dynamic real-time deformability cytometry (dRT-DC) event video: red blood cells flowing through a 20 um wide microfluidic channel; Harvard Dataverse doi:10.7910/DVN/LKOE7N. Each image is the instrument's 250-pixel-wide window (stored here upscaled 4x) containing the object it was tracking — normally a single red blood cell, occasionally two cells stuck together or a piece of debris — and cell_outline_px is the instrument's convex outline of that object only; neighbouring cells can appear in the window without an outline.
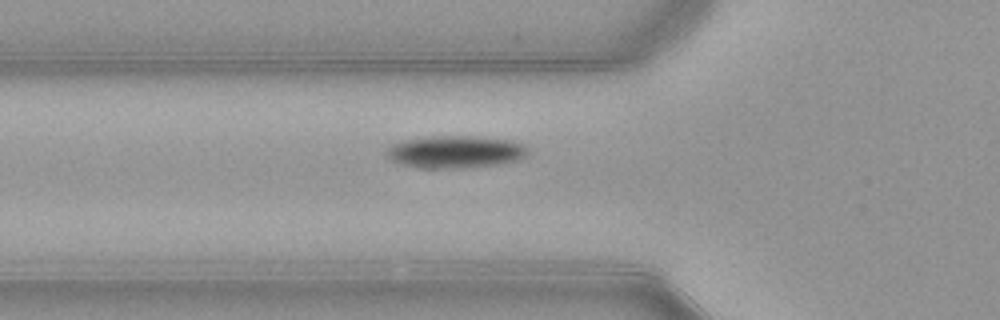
{"species": "common noctule bat (a hibernating species)", "species_latin": "Nyctalus noctula", "temperature_condition": "warm", "stored_images_in_passage": 37, "camera_frame_rate_fps": 3000, "um_per_image_px": 0.085, "animal": {"sex": "female", "body_mass_g": 21.9}, "frame": {"image": 1, "passage_image": 6, "time_ms": 1.667, "image_size_px": [1000, 320], "cell_outline_px": [[528, 152], [524, 156], [516, 160], [500, 164], [464, 168], [420, 168], [400, 164], [392, 160], [384, 152], [392, 144], [404, 140], [428, 136], [472, 136], [508, 140], [524, 144]], "centroid_in_image_um": [38.66, 12.91], "position_along_channel_um": 87.1, "area_um2": 26.65}}
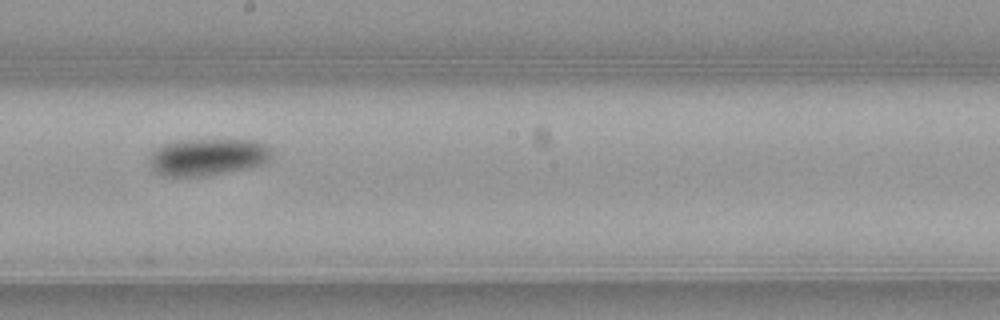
{"frame": {"image": 2, "passage_image": 17, "time_ms": 5.333, "image_size_px": [1000, 320], "cell_outline_px": [[272, 160], [264, 164], [248, 168], [208, 176], [164, 176], [152, 172], [148, 164], [148, 156], [160, 144], [176, 140], [252, 140], [264, 144], [272, 152]], "centroid_in_image_um": [17.59, 13.36], "position_along_channel_um": 230.6, "area_um2": 26.99}}
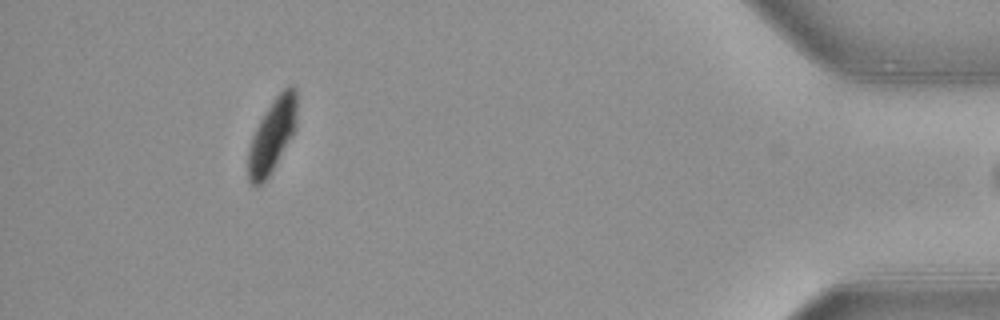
{"frame": {"image": 3, "passage_image": 36, "time_ms": 11.667, "image_size_px": [1000, 320], "cell_outline_px": [[296, 128], [292, 136], [268, 176], [256, 188], [248, 180], [248, 148], [252, 136], [264, 112], [276, 96], [288, 84], [292, 84], [296, 88]], "centroid_in_image_um": [23.13, 11.49], "position_along_channel_um": 412.1, "area_um2": 20.69}}